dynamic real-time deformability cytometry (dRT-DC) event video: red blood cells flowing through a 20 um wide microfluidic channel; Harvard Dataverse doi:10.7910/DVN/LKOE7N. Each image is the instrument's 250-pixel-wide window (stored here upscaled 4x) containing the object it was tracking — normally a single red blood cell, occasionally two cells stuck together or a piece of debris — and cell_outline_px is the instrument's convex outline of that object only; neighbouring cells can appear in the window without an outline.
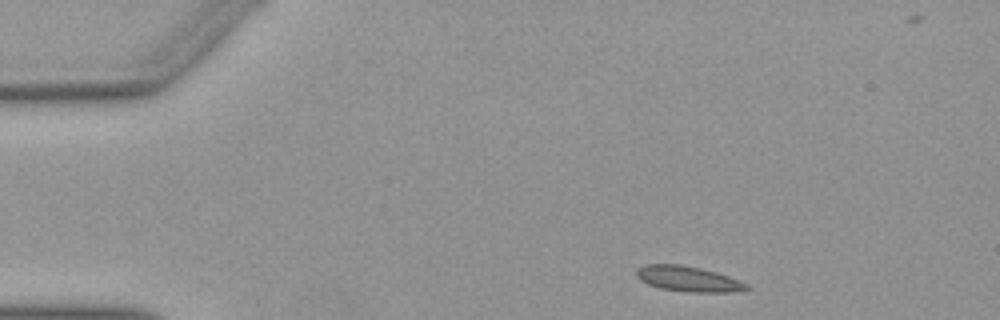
{"species": "Egyptian fruit bat (a non-hibernating species)", "species_latin": "Rousettus aegyptiacus", "temperature_condition": "warm", "stored_images_in_passage": 39, "camera_frame_rate_fps": 3000, "um_per_image_px": 0.085, "animal": {"sex": "female"}, "frame": {"image": 1, "passage_image": 1, "time_ms": 0.0, "image_size_px": [1000, 320], "cell_outline_px": [[752, 288], [744, 292], [688, 292], [660, 288], [648, 284], [640, 280], [636, 276], [636, 268], [648, 264], [680, 264], [700, 268], [716, 272], [728, 276], [748, 284]], "centroid_in_image_um": [58.53, 23.71], "position_along_channel_um": 26.5, "area_um2": 16.47}}
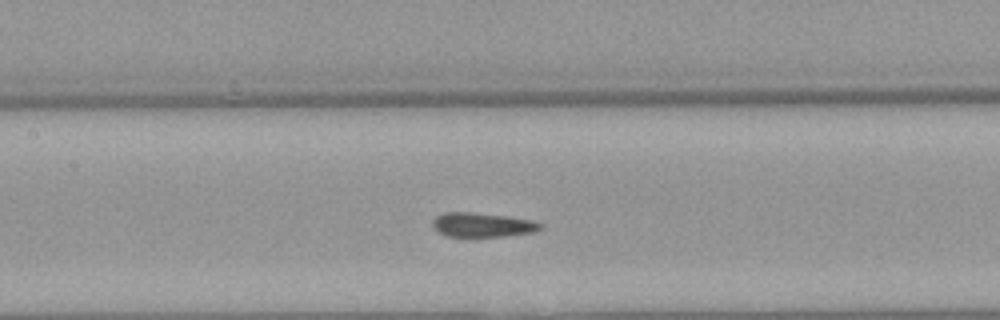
{"frame": {"image": 2, "passage_image": 17, "time_ms": 5.333, "image_size_px": [1000, 320], "cell_outline_px": [[544, 224], [540, 228], [532, 232], [504, 236], [448, 236], [440, 232], [432, 224], [432, 220], [436, 216], [444, 212], [472, 212], [508, 216], [532, 220]], "centroid_in_image_um": [41.0, 19.09], "position_along_channel_um": 166.4, "area_um2": 15.09}}
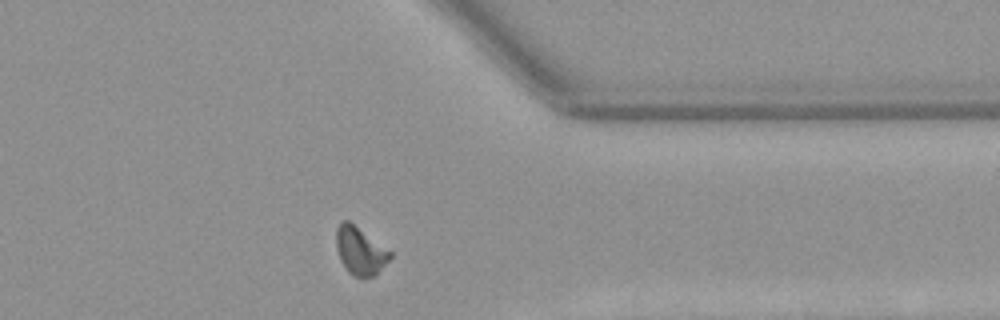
{"frame": {"image": 3, "passage_image": 34, "time_ms": 11.0, "image_size_px": [1000, 320], "cell_outline_px": [[392, 256], [372, 276], [364, 280], [348, 272], [344, 268], [340, 260], [336, 248], [336, 228], [344, 220], [348, 220], [392, 252]], "centroid_in_image_um": [30.58, 21.33], "position_along_channel_um": 380.8, "area_um2": 14.85}, "authors_computed_cell_mechanics": {"area_um2": 15.4904, "velocity_mm_per_s": 3.9393, "shape_relaxation_time_tau1_ms": null, "shape_relaxation_time_tau2_ms": 1.5658, "deformation_change_tau1": null, "deformation_change_tau2": 0.051}}